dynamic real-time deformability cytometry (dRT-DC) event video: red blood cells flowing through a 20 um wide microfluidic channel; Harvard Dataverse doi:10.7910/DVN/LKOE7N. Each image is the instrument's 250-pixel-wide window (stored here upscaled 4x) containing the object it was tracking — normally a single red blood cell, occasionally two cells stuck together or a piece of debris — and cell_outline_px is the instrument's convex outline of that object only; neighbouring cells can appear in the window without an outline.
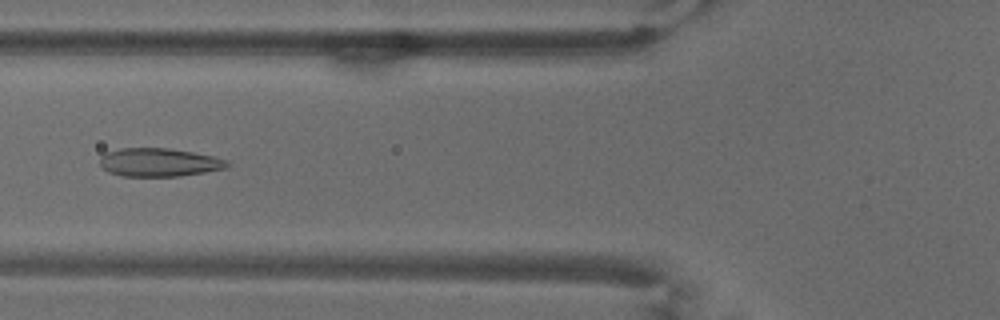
{"species": "common noctule bat (a hibernating species)", "species_latin": "Nyctalus noctula", "temperature_condition": "warm", "stored_images_in_passage": 48, "camera_frame_rate_fps": 3000, "um_per_image_px": 0.085, "animal": {"sex": "male", "body_mass_g": 18.8}, "frame": {"image": 1, "passage_image": 15, "time_ms": 4.667, "image_size_px": [1000, 320], "cell_outline_px": [[232, 164], [224, 168], [204, 172], [180, 176], [120, 176], [108, 172], [100, 164], [100, 156], [104, 152], [120, 148], [168, 148], [192, 152], [212, 156], [228, 160]], "centroid_in_image_um": [13.49, 13.79], "position_along_channel_um": 112.3, "area_um2": 21.1}}
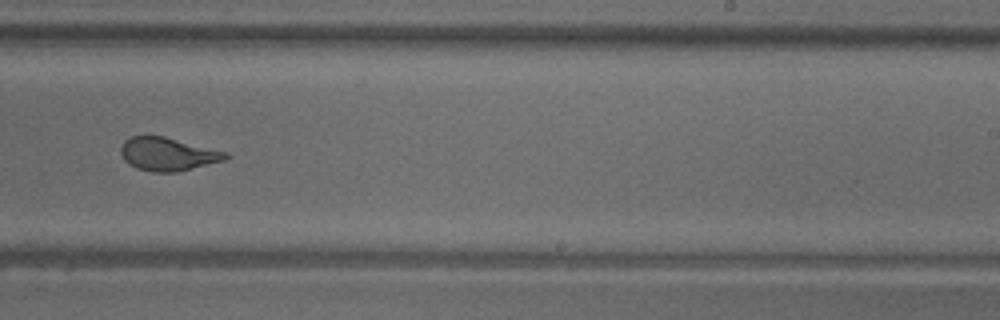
{"frame": {"image": 2, "passage_image": 28, "time_ms": 9.0, "image_size_px": [1000, 320], "cell_outline_px": [[228, 156], [224, 160], [176, 172], [152, 172], [136, 168], [128, 164], [124, 160], [120, 152], [120, 148], [124, 140], [132, 136], [164, 136], [228, 152]], "centroid_in_image_um": [14.22, 13.09], "position_along_channel_um": 274.8, "area_um2": 20.23}}
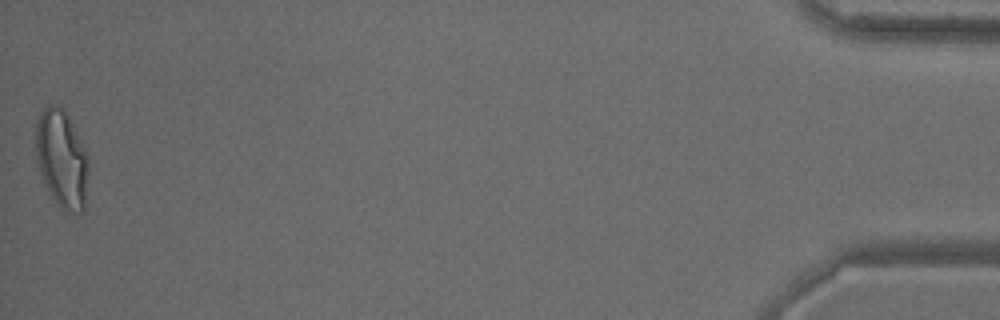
{"frame": {"image": 3, "passage_image": 48, "time_ms": 15.667, "image_size_px": [1000, 320], "cell_outline_px": [[88, 172], [84, 208], [80, 212], [68, 212], [60, 208], [52, 196], [40, 172], [36, 160], [36, 124], [40, 112], [48, 104], [60, 104], [68, 116], [88, 156]], "centroid_in_image_um": [5.24, 13.47], "position_along_channel_um": 430.0, "area_um2": 29.82}, "authors_computed_cell_mechanics": {"area_um2": 21.8484, "velocity_mm_per_s": 3.746, "shape_relaxation_time_tau1_ms": 5.5976, "shape_relaxation_time_tau2_ms": 0.7428, "deformation_change_tau1": 0.2112, "deformation_change_tau2": 0.0834}}